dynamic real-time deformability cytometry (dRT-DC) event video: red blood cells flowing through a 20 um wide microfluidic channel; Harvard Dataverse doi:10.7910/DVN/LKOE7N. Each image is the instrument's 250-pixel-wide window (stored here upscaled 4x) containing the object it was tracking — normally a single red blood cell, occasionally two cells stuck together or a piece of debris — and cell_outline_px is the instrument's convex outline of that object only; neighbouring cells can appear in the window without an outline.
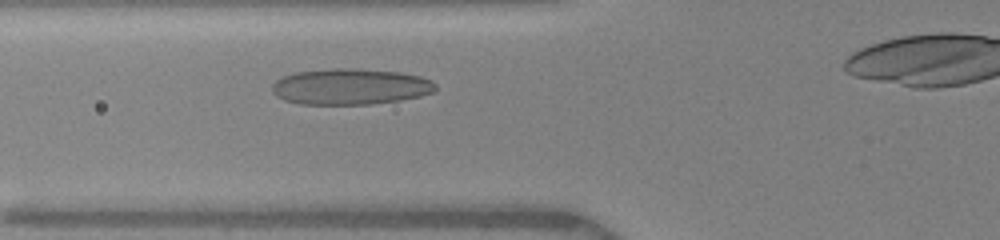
{"species": "human", "species_latin": "Homo sapiens", "temperature_condition": "warm", "stored_images_in_passage": 4, "camera_frame_rate_fps": 3000, "um_per_image_px": 0.085, "donor": {"sex": "female"}, "frame": {"image": 1, "passage_image": 3, "time_ms": 2.0, "image_size_px": [1000, 240], "cell_outline_px": [[436, 88], [432, 92], [420, 96], [400, 100], [372, 104], [300, 104], [284, 100], [276, 96], [272, 92], [272, 84], [276, 80], [284, 76], [296, 72], [332, 68], [352, 68], [400, 72], [420, 76], [432, 80], [436, 84]], "centroid_in_image_um": [29.77, 7.36], "position_along_channel_um": 96.0, "area_um2": 34.39}}